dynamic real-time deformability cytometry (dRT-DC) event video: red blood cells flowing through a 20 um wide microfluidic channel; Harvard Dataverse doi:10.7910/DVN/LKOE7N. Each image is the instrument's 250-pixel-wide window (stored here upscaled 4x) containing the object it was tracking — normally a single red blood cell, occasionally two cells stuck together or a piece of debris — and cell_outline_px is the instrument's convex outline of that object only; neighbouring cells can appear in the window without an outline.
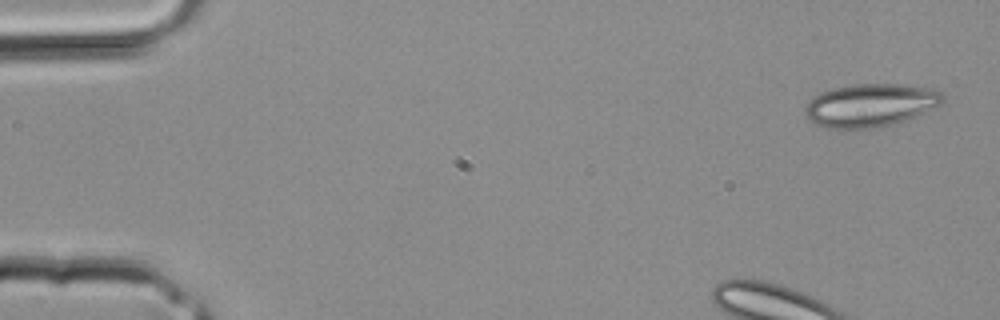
{"species": "common noctule bat (a hibernating species)", "species_latin": "Nyctalus noctula", "temperature_condition": "room temperature", "stored_images_in_passage": 2, "camera_frame_rate_fps": 3000, "um_per_image_px": 0.085, "animal": {"sex": "male", "body_mass_g": 20.4}, "frame": {"image": 1, "passage_image": 2, "time_ms": 0.333, "image_size_px": [1000, 320], "cell_outline_px": [[944, 100], [940, 104], [908, 120], [896, 124], [872, 128], [832, 128], [812, 124], [804, 112], [812, 96], [820, 92], [832, 88], [856, 84], [908, 84], [944, 92]], "centroid_in_image_um": [73.99, 8.94], "position_along_channel_um": 11.0, "area_um2": 34.68}}